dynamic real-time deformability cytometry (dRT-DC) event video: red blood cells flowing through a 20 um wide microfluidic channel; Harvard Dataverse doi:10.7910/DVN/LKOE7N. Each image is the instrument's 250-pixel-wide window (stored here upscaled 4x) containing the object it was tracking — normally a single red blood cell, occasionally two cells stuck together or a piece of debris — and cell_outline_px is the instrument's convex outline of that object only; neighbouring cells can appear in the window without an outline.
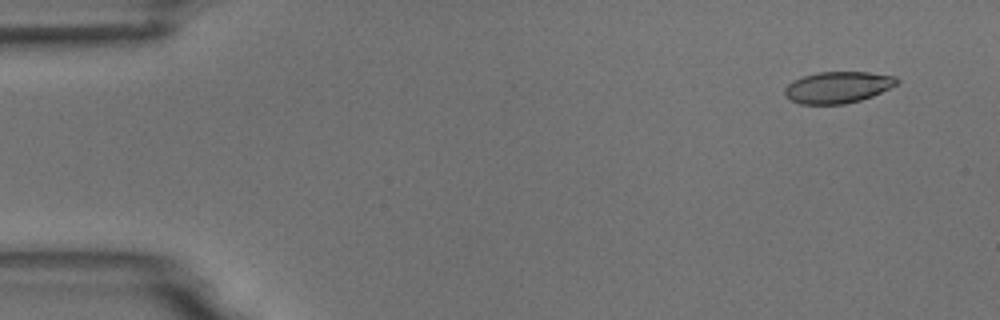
{"species": "common noctule bat (a hibernating species)", "species_latin": "Nyctalus noctula", "temperature_condition": "room temperature", "stored_images_in_passage": 6, "camera_frame_rate_fps": 3000, "um_per_image_px": 0.085, "animal": {"sex": "male", "body_mass_g": 18.8}, "frame": {"image": 1, "passage_image": 1, "time_ms": 0.0, "image_size_px": [1000, 320], "cell_outline_px": [[900, 80], [896, 84], [872, 96], [860, 100], [844, 104], [800, 104], [784, 96], [784, 88], [792, 80], [816, 72], [868, 72], [896, 76]], "centroid_in_image_um": [71.18, 7.41], "position_along_channel_um": 13.8, "area_um2": 20.58}}
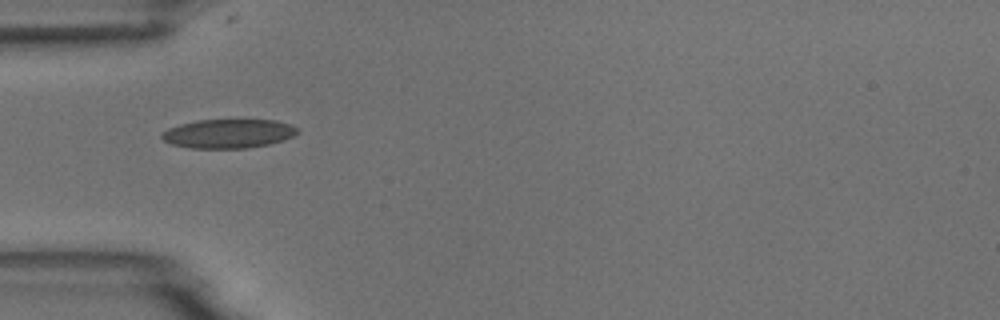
{"frame": {"image": 2, "passage_image": 4, "time_ms": 4.333, "image_size_px": [1000, 320], "cell_outline_px": [[300, 132], [292, 136], [268, 144], [248, 148], [192, 148], [172, 144], [164, 140], [160, 136], [168, 128], [180, 124], [196, 120], [276, 120], [300, 128]], "centroid_in_image_um": [19.42, 11.35], "position_along_channel_um": 65.6, "area_um2": 22.77}}